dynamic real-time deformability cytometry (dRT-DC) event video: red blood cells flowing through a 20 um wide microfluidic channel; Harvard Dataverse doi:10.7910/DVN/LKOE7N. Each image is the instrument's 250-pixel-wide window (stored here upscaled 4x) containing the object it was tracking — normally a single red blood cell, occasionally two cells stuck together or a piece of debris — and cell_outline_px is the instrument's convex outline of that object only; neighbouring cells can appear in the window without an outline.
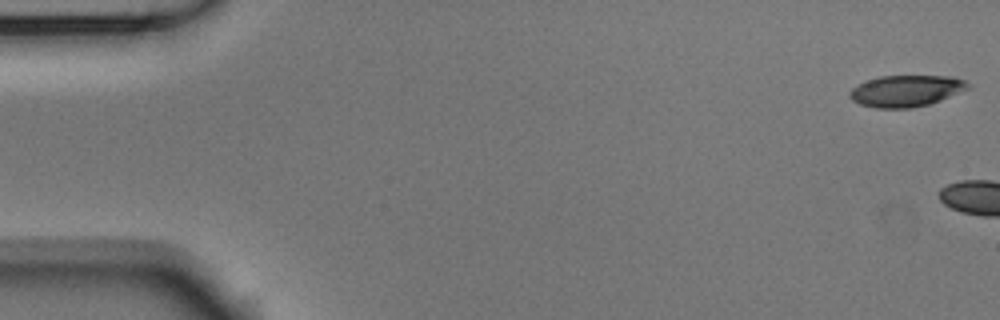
{"species": "Egyptian fruit bat (a non-hibernating species)", "species_latin": "Rousettus aegyptiacus", "temperature_condition": "room temperature", "stored_images_in_passage": 4, "camera_frame_rate_fps": 3000, "um_per_image_px": 0.085, "animal": {"sex": "male"}, "frame": {"image": 1, "passage_image": 1, "time_ms": 0.0, "image_size_px": [1000, 320], "cell_outline_px": [[972, 88], [940, 100], [928, 104], [912, 108], [876, 108], [860, 104], [852, 100], [848, 96], [848, 92], [856, 84], [880, 76], [952, 76], [964, 80]], "centroid_in_image_um": [77.0, 7.72], "position_along_channel_um": 8.0, "area_um2": 21.79}}